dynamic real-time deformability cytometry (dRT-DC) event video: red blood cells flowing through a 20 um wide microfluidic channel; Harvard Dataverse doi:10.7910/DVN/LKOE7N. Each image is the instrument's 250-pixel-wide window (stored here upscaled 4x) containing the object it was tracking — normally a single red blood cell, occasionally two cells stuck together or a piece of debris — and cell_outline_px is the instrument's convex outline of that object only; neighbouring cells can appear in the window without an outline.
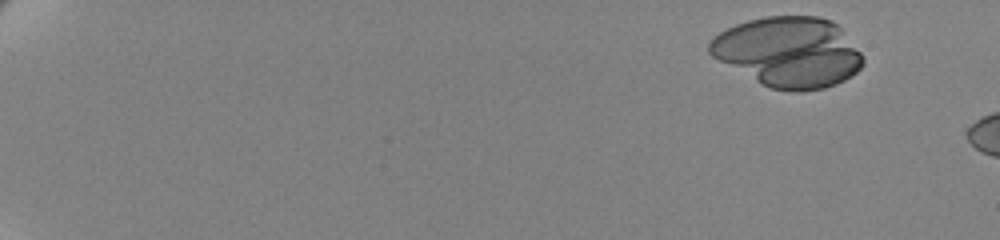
{"species": "human", "species_latin": "Homo sapiens", "temperature_condition": "cold", "stored_images_in_passage": 9, "camera_frame_rate_fps": 3000, "um_per_image_px": 0.085, "donor": {"sex": "female"}, "frame": {"image": 1, "passage_image": 2, "time_ms": 0.333, "image_size_px": [1000, 240], "cell_outline_px": [[864, 64], [856, 72], [844, 80], [836, 84], [824, 88], [800, 92], [792, 92], [772, 88], [764, 84], [712, 56], [708, 52], [708, 44], [720, 32], [736, 24], [748, 20], [768, 16], [816, 16], [832, 20], [840, 28], [860, 52], [864, 60]], "centroid_in_image_um": [67.06, 4.42], "position_along_channel_um": 17.9, "area_um2": 62.02}}